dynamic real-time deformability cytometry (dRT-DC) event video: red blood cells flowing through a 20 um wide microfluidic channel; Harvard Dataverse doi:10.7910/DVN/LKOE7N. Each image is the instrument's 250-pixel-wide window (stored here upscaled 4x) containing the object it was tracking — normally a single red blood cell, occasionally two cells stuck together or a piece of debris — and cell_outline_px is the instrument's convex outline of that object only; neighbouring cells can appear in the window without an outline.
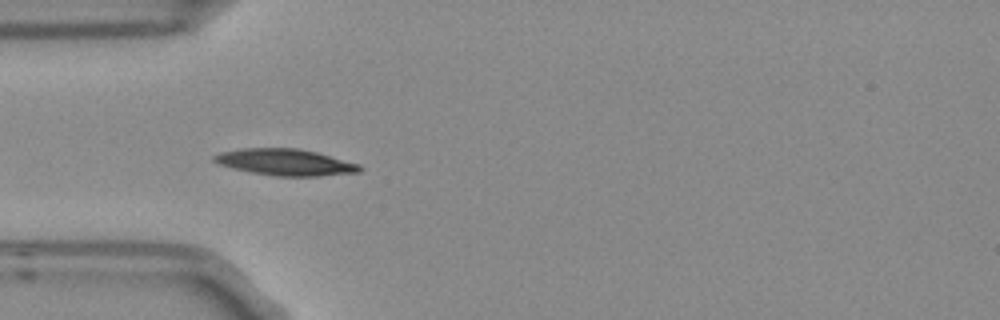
{"species": "Egyptian fruit bat (a non-hibernating species)", "species_latin": "Rousettus aegyptiacus", "temperature_condition": "room temperature", "stored_images_in_passage": 5, "camera_frame_rate_fps": 3000, "um_per_image_px": 0.085, "frame": {"image": 1, "passage_image": 4, "time_ms": 1.0, "image_size_px": [1000, 320], "cell_outline_px": [[364, 168], [360, 172], [320, 176], [276, 176], [252, 172], [232, 168], [220, 164], [212, 160], [212, 156], [220, 152], [240, 148], [296, 148], [316, 152], [360, 164]], "centroid_in_image_um": [24.26, 13.79], "position_along_channel_um": 60.7, "area_um2": 22.48}}